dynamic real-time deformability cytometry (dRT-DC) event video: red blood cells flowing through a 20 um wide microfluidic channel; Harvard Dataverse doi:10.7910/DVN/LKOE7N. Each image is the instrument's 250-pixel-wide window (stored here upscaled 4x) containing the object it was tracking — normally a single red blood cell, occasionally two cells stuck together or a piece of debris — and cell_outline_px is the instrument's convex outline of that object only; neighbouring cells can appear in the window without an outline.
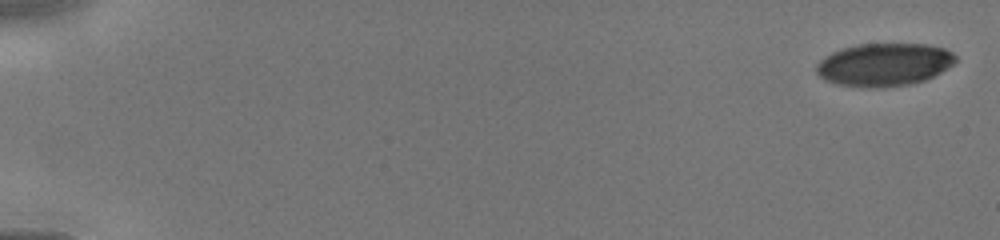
{"species": "human", "species_latin": "Homo sapiens", "temperature_condition": "cold", "stored_images_in_passage": 59, "camera_frame_rate_fps": 3000, "um_per_image_px": 0.085, "donor": {"sex": "male"}, "frame": {"image": 1, "passage_image": 1, "time_ms": 0.0, "image_size_px": [1000, 240], "cell_outline_px": [[956, 60], [952, 64], [940, 72], [924, 80], [912, 84], [884, 88], [868, 88], [836, 84], [824, 80], [816, 72], [816, 64], [824, 56], [840, 48], [856, 44], [928, 44], [944, 48], [952, 52], [956, 56]], "centroid_in_image_um": [75.11, 5.49], "position_along_channel_um": 9.9, "area_um2": 35.08}}
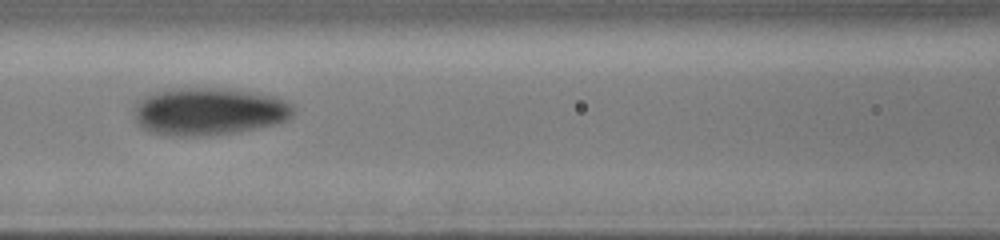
{"frame": {"image": 2, "passage_image": 26, "time_ms": 7.0, "image_size_px": [1000, 240], "cell_outline_px": [[296, 108], [292, 116], [288, 120], [276, 124], [240, 132], [208, 136], [172, 136], [148, 132], [140, 128], [136, 124], [132, 108], [144, 96], [168, 88], [212, 88], [248, 92], [276, 96], [292, 104]], "centroid_in_image_um": [17.72, 9.5], "position_along_channel_um": 148.9, "area_um2": 44.8}}
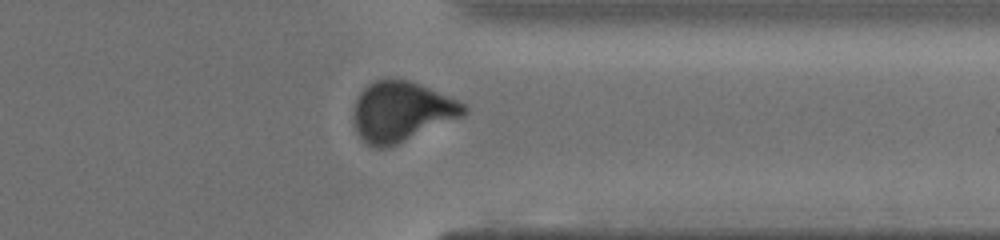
{"frame": {"image": 3, "passage_image": 46, "time_ms": 12.0, "image_size_px": [1000, 240], "cell_outline_px": [[468, 112], [464, 116], [388, 148], [376, 148], [368, 144], [360, 136], [356, 128], [352, 116], [356, 100], [360, 92], [368, 84], [376, 80], [408, 80], [420, 84], [456, 100], [464, 104], [468, 108]], "centroid_in_image_um": [34.13, 9.5], "position_along_channel_um": 377.3, "area_um2": 38.26}}